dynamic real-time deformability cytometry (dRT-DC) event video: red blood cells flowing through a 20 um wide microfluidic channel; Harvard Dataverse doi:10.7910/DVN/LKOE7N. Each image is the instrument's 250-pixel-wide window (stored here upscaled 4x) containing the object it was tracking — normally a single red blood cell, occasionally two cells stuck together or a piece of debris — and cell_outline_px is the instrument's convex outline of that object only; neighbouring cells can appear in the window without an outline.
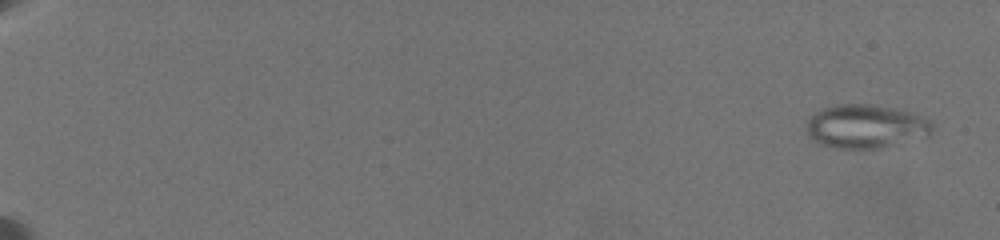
{"species": "common noctule bat (a hibernating species)", "species_latin": "Nyctalus noctula", "temperature_condition": "warm", "stored_images_in_passage": 94, "camera_frame_rate_fps": 3000, "um_per_image_px": 0.085, "animal": {"sex": "female", "body_mass_g": 19.5, "forearm_length_mm": 54.1}, "frame": {"image": 1, "passage_image": 4, "time_ms": 1.0, "image_size_px": [1000, 240], "cell_outline_px": [[932, 132], [928, 136], [876, 148], [836, 148], [820, 144], [812, 140], [808, 132], [808, 120], [820, 108], [836, 104], [868, 104], [896, 108], [912, 112], [928, 120], [932, 124]], "centroid_in_image_um": [73.58, 10.73], "position_along_channel_um": 11.4, "area_um2": 31.73}}
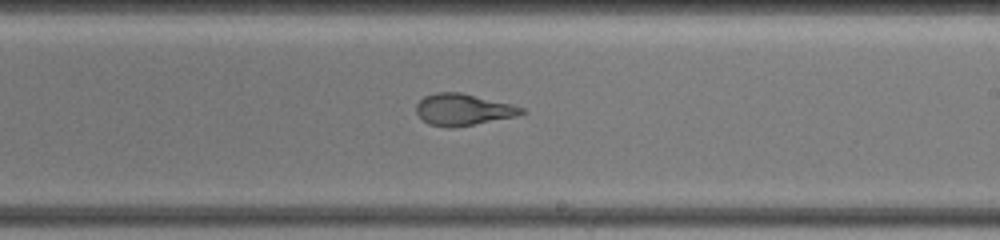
{"frame": {"image": 2, "passage_image": 66, "time_ms": 14.0, "image_size_px": [1000, 240], "cell_outline_px": [[528, 112], [516, 116], [452, 128], [444, 128], [428, 124], [416, 112], [416, 104], [424, 96], [436, 92], [460, 92], [512, 104], [524, 108]], "centroid_in_image_um": [39.36, 9.31], "position_along_channel_um": 249.6, "area_um2": 19.42}}
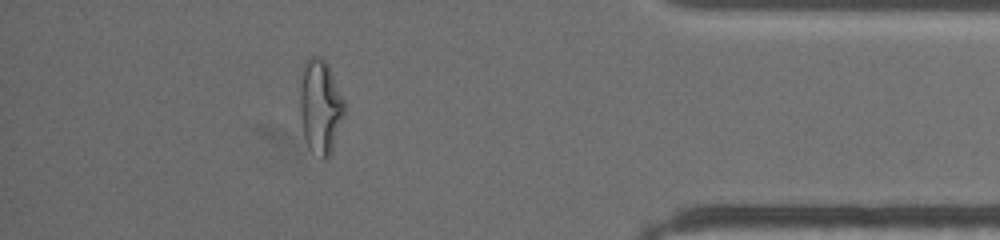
{"frame": {"image": 3, "passage_image": 84, "time_ms": 19.333, "image_size_px": [1000, 240], "cell_outline_px": [[344, 116], [332, 152], [324, 160], [308, 148], [304, 136], [300, 112], [300, 88], [304, 60], [312, 56], [320, 56], [328, 64], [344, 100]], "centroid_in_image_um": [27.23, 9.06], "position_along_channel_um": 408.0, "area_um2": 24.45}, "authors_computed_cell_mechanics": {"area_um2": 28.033, "velocity_mm_per_s": 3.507, "shape_relaxation_time_tau1_ms": null, "shape_relaxation_time_tau2_ms": 1.5274, "deformation_change_tau1": null, "deformation_change_tau2": 0.0916}}